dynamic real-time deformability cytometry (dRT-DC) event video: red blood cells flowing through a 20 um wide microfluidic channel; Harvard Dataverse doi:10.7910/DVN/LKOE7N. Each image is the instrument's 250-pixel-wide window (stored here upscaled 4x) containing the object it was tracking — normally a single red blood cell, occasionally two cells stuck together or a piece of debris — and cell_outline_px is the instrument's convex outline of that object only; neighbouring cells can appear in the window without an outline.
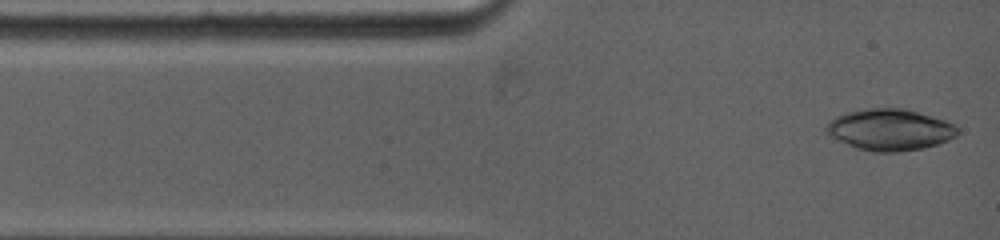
{"species": "common noctule bat (a hibernating species)", "species_latin": "Nyctalus noctula", "temperature_condition": "warm", "stored_images_in_passage": 6, "camera_frame_rate_fps": 5000, "um_per_image_px": 0.085, "animal": {"sex": "female", "body_mass_g": 19.0, "forearm_length_mm": 53.3}, "frame": {"image": 1, "passage_image": 1, "time_ms": 0.0, "image_size_px": [1000, 240], "cell_outline_px": [[960, 132], [956, 136], [948, 140], [924, 148], [896, 152], [876, 152], [856, 148], [828, 136], [828, 124], [836, 116], [848, 112], [868, 108], [900, 108], [916, 112], [944, 120], [956, 124], [960, 128]], "centroid_in_image_um": [75.68, 11.03], "position_along_channel_um": 9.3, "area_um2": 31.44}}
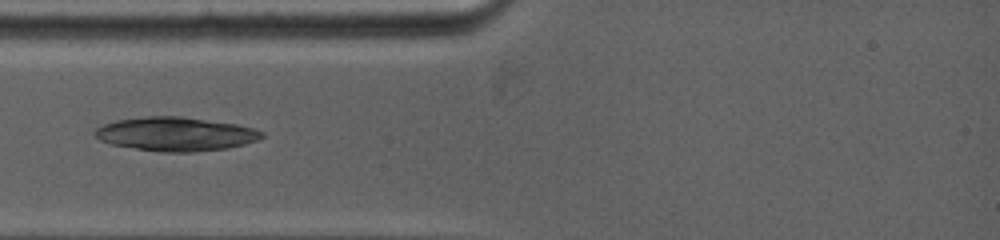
{"frame": {"image": 2, "passage_image": 4, "time_ms": 2.6, "image_size_px": [1000, 240], "cell_outline_px": [[264, 136], [256, 140], [244, 144], [228, 148], [196, 152], [160, 152], [112, 144], [100, 140], [96, 136], [96, 128], [104, 124], [116, 120], [148, 116], [180, 116], [236, 124], [252, 128], [264, 132]], "centroid_in_image_um": [14.95, 11.39], "position_along_channel_um": 70.1, "area_um2": 32.66}}
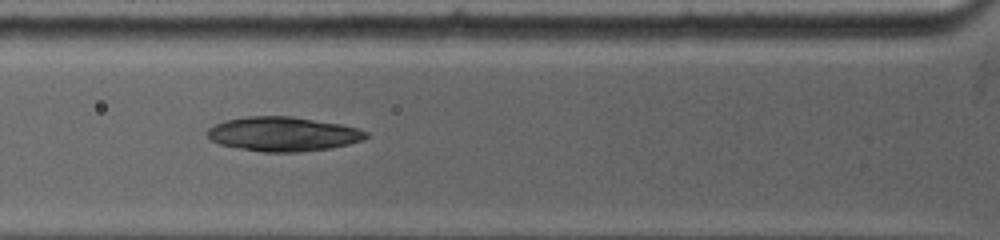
{"frame": {"image": 3, "passage_image": 5, "time_ms": 3.4, "image_size_px": [1000, 240], "cell_outline_px": [[368, 136], [360, 140], [348, 144], [328, 148], [300, 152], [260, 152], [220, 144], [212, 140], [208, 136], [208, 128], [224, 120], [248, 116], [292, 116], [340, 124], [356, 128], [368, 132]], "centroid_in_image_um": [24.04, 11.39], "position_along_channel_um": 101.8, "area_um2": 31.5}}